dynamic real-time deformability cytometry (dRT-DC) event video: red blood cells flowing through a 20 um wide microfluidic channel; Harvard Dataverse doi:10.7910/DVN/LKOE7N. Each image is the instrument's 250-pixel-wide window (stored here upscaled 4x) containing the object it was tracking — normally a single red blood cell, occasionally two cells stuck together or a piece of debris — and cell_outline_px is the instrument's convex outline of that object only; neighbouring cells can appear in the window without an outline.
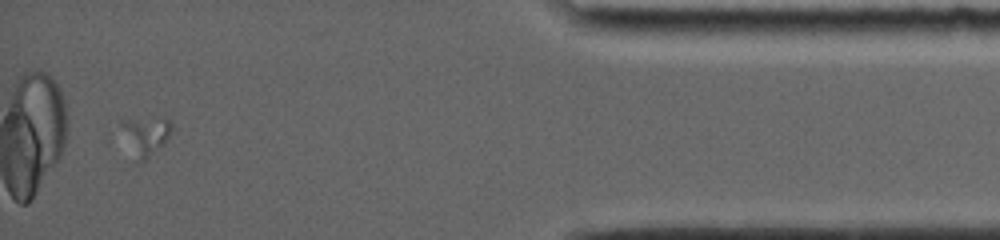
{"species": "common noctule bat (a hibernating species)", "species_latin": "Nyctalus noctula", "temperature_condition": "room temperature", "stored_images_in_passage": 28, "camera_frame_rate_fps": 4000, "um_per_image_px": 0.085, "animal": {"sex": "female", "body_mass_g": 19.0, "forearm_length_mm": 56.7}, "frame": {"image": 1, "passage_image": 26, "time_ms": 11.0, "image_size_px": [1000, 240], "cell_outline_px": [[172, 128], [168, 136], [140, 164], [136, 160], [120, 124], [120, 120], [168, 120], [172, 124]], "centroid_in_image_um": [12.34, 11.54], "position_along_channel_um": 422.9, "area_um2": 10.12}}